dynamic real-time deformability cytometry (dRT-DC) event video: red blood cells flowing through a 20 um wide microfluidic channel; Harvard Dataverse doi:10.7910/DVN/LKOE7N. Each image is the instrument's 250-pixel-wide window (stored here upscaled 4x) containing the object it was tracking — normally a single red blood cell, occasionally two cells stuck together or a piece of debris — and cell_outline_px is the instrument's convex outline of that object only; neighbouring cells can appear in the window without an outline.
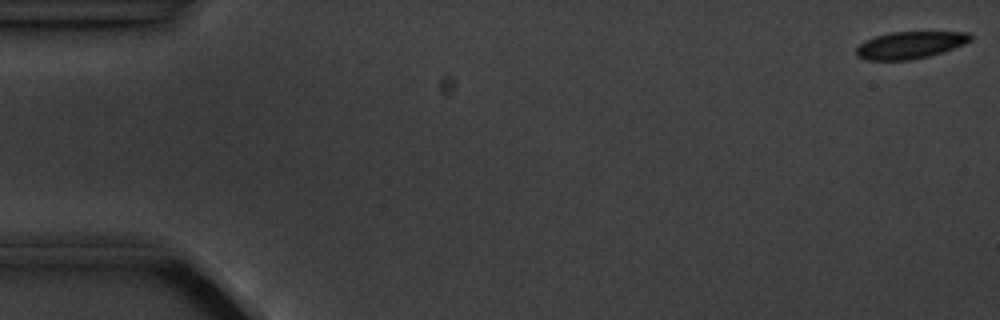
{"species": "common noctule bat (a hibernating species)", "species_latin": "Nyctalus noctula", "temperature_condition": "cold", "stored_images_in_passage": 5, "camera_frame_rate_fps": 3000, "um_per_image_px": 0.085, "animal": {"sex": "male", "body_mass_g": 20.1, "forearm_length_mm": 53.5}, "frame": {"image": 1, "passage_image": 1, "time_ms": 0.0, "image_size_px": [1000, 320], "cell_outline_px": [[972, 40], [964, 44], [928, 56], [908, 60], [868, 60], [856, 56], [856, 48], [864, 40], [876, 36], [892, 32], [972, 32]], "centroid_in_image_um": [77.34, 3.82], "position_along_channel_um": 7.7, "area_um2": 17.92}}